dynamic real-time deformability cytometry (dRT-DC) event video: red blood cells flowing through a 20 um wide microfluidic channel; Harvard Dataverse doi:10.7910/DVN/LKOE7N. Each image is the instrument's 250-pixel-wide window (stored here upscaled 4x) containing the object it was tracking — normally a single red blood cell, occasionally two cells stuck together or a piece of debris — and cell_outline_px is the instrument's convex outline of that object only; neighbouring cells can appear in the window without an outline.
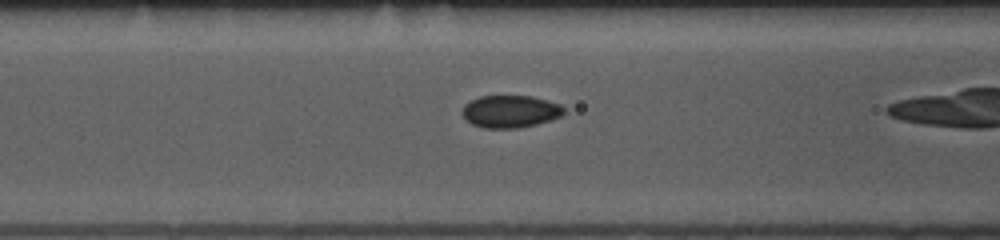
{"species": "common noctule bat (a hibernating species)", "species_latin": "Nyctalus noctula", "temperature_condition": "room temperature", "stored_images_in_passage": 31, "camera_frame_rate_fps": 3000, "um_per_image_px": 0.085, "animal": {"sex": "female", "body_mass_g": 10.0, "forearm_length_mm": 53.1}, "frame": {"image": 1, "passage_image": 11, "time_ms": 3.333, "image_size_px": [1000, 240], "cell_outline_px": [[564, 112], [560, 116], [536, 124], [516, 128], [484, 128], [472, 124], [464, 116], [464, 104], [480, 96], [532, 96], [560, 104], [564, 108]], "centroid_in_image_um": [43.38, 9.47], "position_along_channel_um": 123.2, "area_um2": 18.84}}
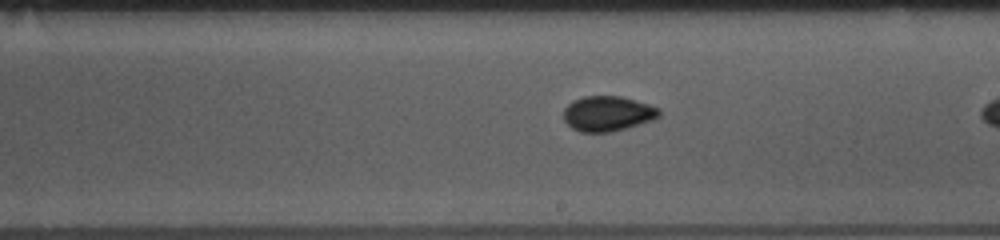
{"frame": {"image": 2, "passage_image": 20, "time_ms": 6.333, "image_size_px": [1000, 240], "cell_outline_px": [[660, 116], [652, 120], [612, 132], [580, 132], [572, 128], [564, 120], [564, 108], [572, 100], [584, 96], [620, 96], [648, 104], [660, 108]], "centroid_in_image_um": [51.64, 9.65], "position_along_channel_um": 237.4, "area_um2": 19.54}}
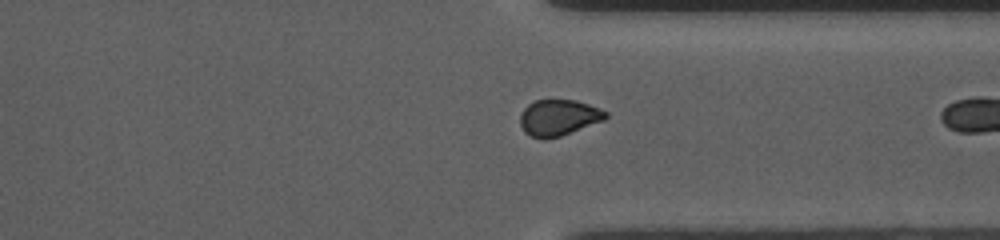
{"frame": {"image": 3, "passage_image": 30, "time_ms": 9.667, "image_size_px": [1000, 240], "cell_outline_px": [[608, 116], [604, 120], [560, 136], [544, 140], [532, 136], [524, 132], [520, 124], [520, 112], [528, 104], [536, 100], [576, 100], [600, 108], [608, 112]], "centroid_in_image_um": [47.47, 9.99], "position_along_channel_um": 363.9, "area_um2": 18.03}}